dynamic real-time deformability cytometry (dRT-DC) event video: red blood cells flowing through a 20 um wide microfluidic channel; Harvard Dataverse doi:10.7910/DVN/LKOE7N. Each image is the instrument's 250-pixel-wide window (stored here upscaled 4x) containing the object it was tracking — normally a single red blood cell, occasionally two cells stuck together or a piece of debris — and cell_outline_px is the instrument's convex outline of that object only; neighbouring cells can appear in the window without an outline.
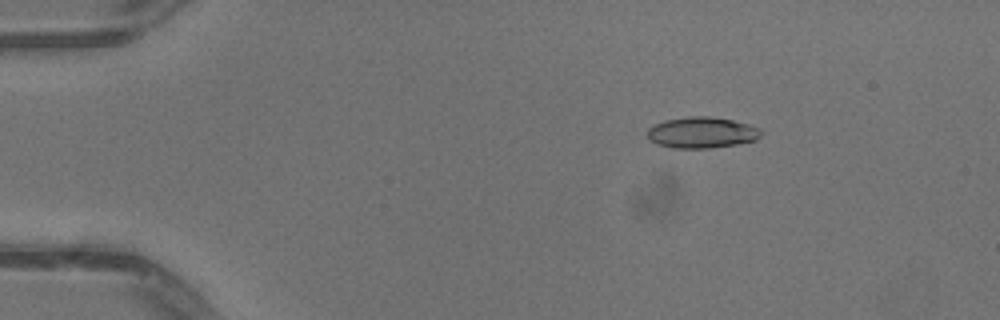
{"species": "common noctule bat (a hibernating species)", "species_latin": "Nyctalus noctula", "temperature_condition": "warm", "stored_images_in_passage": 52, "camera_frame_rate_fps": 3000, "um_per_image_px": 0.085, "animal": {"sex": "male", "body_mass_g": 13.3}, "frame": {"image": 1, "passage_image": 9, "time_ms": 2.667, "image_size_px": [1000, 320], "cell_outline_px": [[764, 132], [756, 140], [736, 144], [712, 148], [672, 148], [656, 144], [648, 140], [648, 128], [664, 120], [688, 116], [712, 116], [732, 120], [748, 124], [760, 128]], "centroid_in_image_um": [59.65, 11.27], "position_along_channel_um": 25.3, "area_um2": 20.81}}
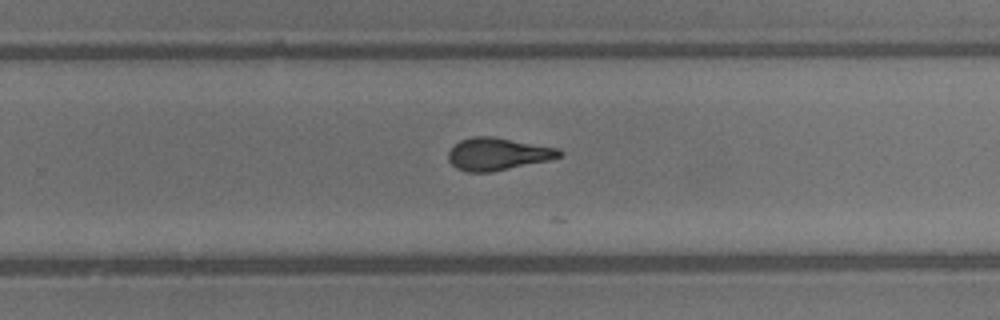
{"frame": {"image": 2, "passage_image": 34, "time_ms": 11.0, "image_size_px": [1000, 320], "cell_outline_px": [[564, 152], [560, 156], [548, 160], [492, 172], [468, 172], [456, 168], [448, 160], [448, 152], [460, 140], [472, 136], [492, 136], [560, 148]], "centroid_in_image_um": [42.31, 13.08], "position_along_channel_um": 287.5, "area_um2": 20.98}}
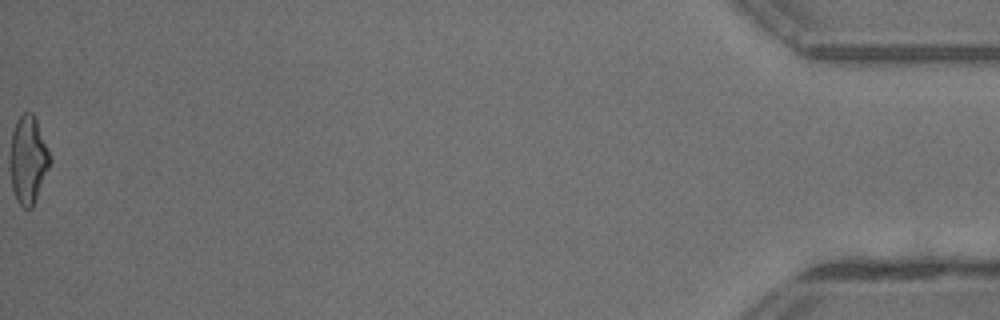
{"frame": {"image": 3, "passage_image": 52, "time_ms": 17.0, "image_size_px": [1000, 320], "cell_outline_px": [[52, 160], [32, 208], [24, 208], [16, 200], [12, 188], [12, 132], [16, 120], [24, 112], [32, 112], [36, 120]], "centroid_in_image_um": [2.41, 13.59], "position_along_channel_um": 432.8, "area_um2": 19.65}, "authors_computed_cell_mechanics": {"area_um2": 20.5768, "velocity_mm_per_s": 4.1336, "shape_relaxation_time_tau1_ms": null, "shape_relaxation_time_tau2_ms": 3.1377, "deformation_change_tau1": null, "deformation_change_tau2": 0.1082}}